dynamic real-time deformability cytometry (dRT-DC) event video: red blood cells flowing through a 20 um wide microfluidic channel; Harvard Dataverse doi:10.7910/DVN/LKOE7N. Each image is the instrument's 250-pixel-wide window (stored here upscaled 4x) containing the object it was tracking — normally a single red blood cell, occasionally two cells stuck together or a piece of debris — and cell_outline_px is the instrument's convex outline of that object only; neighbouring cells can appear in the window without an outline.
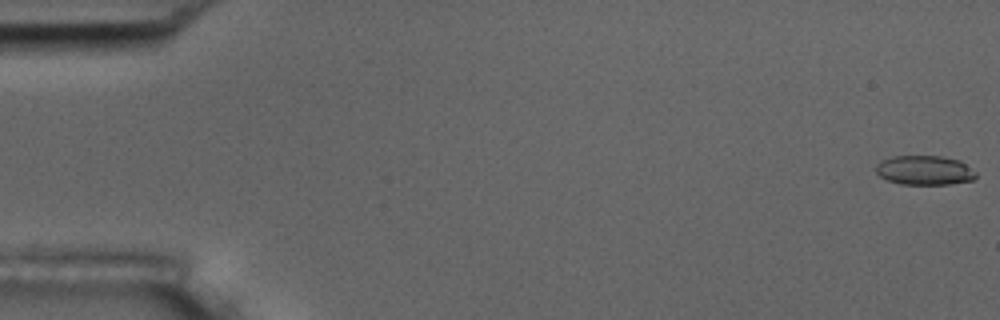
{"species": "common noctule bat (a hibernating species)", "species_latin": "Nyctalus noctula", "temperature_condition": "room temperature", "stored_images_in_passage": 56, "camera_frame_rate_fps": 3000, "um_per_image_px": 0.085, "animal": {"sex": "male", "body_mass_g": 17.5, "forearm_length_mm": 52.3}, "frame": {"image": 1, "passage_image": 1, "time_ms": 0.0, "image_size_px": [1000, 320], "cell_outline_px": [[976, 176], [972, 180], [948, 184], [900, 184], [888, 180], [880, 176], [876, 172], [876, 164], [880, 160], [892, 156], [940, 156], [960, 160], [976, 172]], "centroid_in_image_um": [78.56, 14.46], "position_along_channel_um": 6.4, "area_um2": 17.11}}
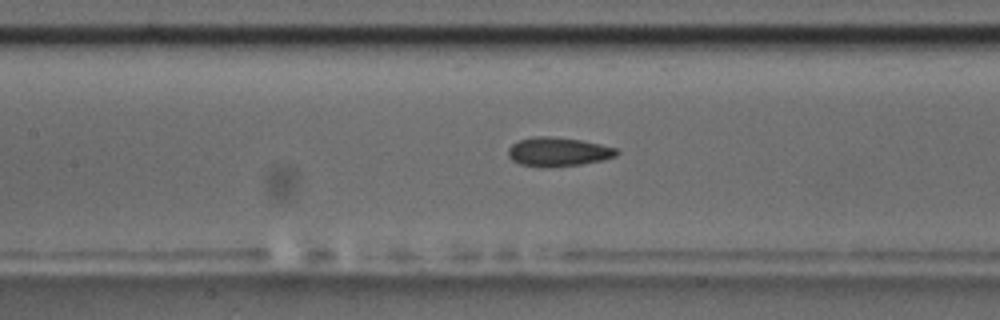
{"frame": {"image": 2, "passage_image": 26, "time_ms": 8.333, "image_size_px": [1000, 320], "cell_outline_px": [[620, 152], [616, 156], [604, 160], [580, 164], [520, 164], [512, 160], [508, 156], [508, 148], [512, 144], [520, 140], [532, 136], [548, 136], [580, 140], [600, 144], [616, 148]], "centroid_in_image_um": [47.47, 12.85], "position_along_channel_um": 159.9, "area_um2": 17.51}}
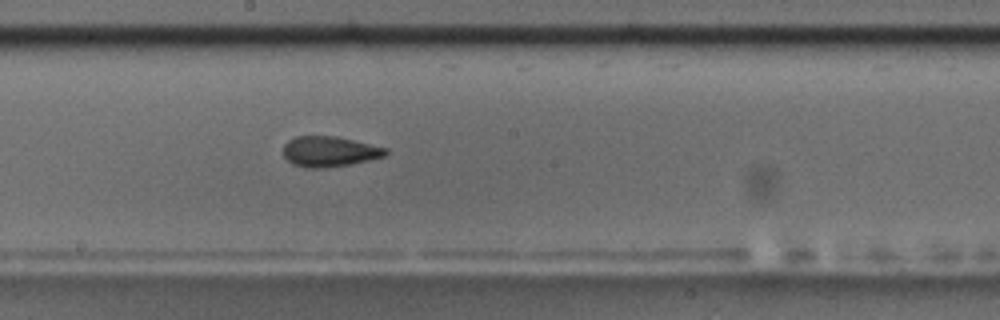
{"frame": {"image": 3, "passage_image": 31, "time_ms": 10.0, "image_size_px": [1000, 320], "cell_outline_px": [[388, 152], [384, 156], [352, 164], [324, 168], [304, 168], [292, 164], [284, 156], [284, 144], [288, 140], [296, 136], [336, 136], [388, 148]], "centroid_in_image_um": [27.99, 12.88], "position_along_channel_um": 220.2, "area_um2": 18.21}}